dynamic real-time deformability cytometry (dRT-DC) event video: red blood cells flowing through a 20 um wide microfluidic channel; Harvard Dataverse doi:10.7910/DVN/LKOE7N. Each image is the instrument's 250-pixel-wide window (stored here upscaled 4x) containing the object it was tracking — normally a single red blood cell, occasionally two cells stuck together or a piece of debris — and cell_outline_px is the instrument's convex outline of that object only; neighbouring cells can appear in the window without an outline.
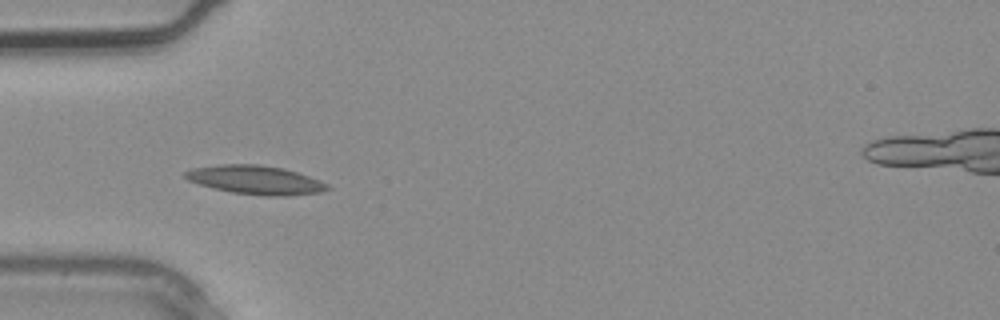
{"species": "common noctule bat (a hibernating species)", "species_latin": "Nyctalus noctula", "temperature_condition": "warm", "stored_images_in_passage": 4, "camera_frame_rate_fps": 3000, "um_per_image_px": 0.085, "animal": {"sex": "male", "body_mass_g": 20.4}, "frame": {"image": 1, "passage_image": 4, "time_ms": 1.0, "image_size_px": [1000, 320], "cell_outline_px": [[332, 188], [320, 192], [284, 196], [264, 196], [232, 192], [212, 188], [188, 180], [184, 176], [184, 172], [192, 168], [220, 164], [260, 164], [284, 168], [320, 180], [328, 184]], "centroid_in_image_um": [21.72, 15.29], "position_along_channel_um": 63.3, "area_um2": 23.87}}